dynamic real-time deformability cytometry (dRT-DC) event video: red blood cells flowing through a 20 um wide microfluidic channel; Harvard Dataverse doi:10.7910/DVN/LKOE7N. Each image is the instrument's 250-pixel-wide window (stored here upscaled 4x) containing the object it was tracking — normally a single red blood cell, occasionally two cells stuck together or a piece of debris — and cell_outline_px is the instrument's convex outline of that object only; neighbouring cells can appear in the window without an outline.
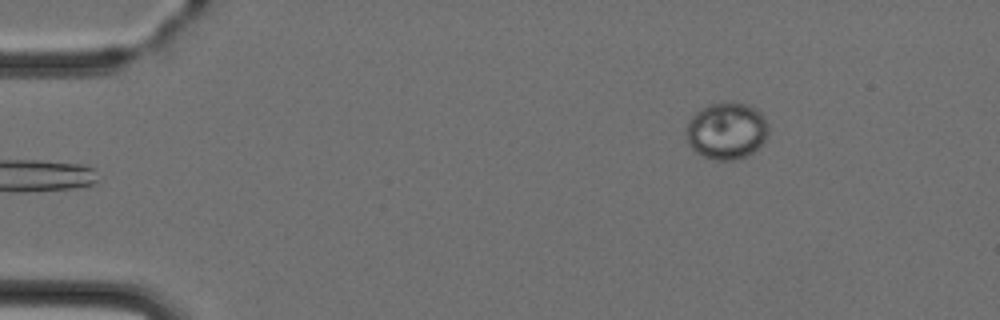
{"species": "Egyptian fruit bat (a non-hibernating species)", "species_latin": "Rousettus aegyptiacus", "temperature_condition": "cold", "stored_images_in_passage": 4, "camera_frame_rate_fps": 3000, "um_per_image_px": 0.085, "animal": {"sex": "female"}, "frame": {"image": 1, "passage_image": 4, "time_ms": 3.333, "image_size_px": [1000, 320], "cell_outline_px": [[768, 132], [764, 140], [752, 152], [744, 156], [732, 160], [716, 160], [704, 156], [696, 152], [688, 144], [688, 124], [692, 116], [696, 112], [708, 104], [732, 100], [756, 108], [764, 116], [768, 124]], "centroid_in_image_um": [61.77, 11.08], "position_along_channel_um": 23.2, "area_um2": 27.05}}